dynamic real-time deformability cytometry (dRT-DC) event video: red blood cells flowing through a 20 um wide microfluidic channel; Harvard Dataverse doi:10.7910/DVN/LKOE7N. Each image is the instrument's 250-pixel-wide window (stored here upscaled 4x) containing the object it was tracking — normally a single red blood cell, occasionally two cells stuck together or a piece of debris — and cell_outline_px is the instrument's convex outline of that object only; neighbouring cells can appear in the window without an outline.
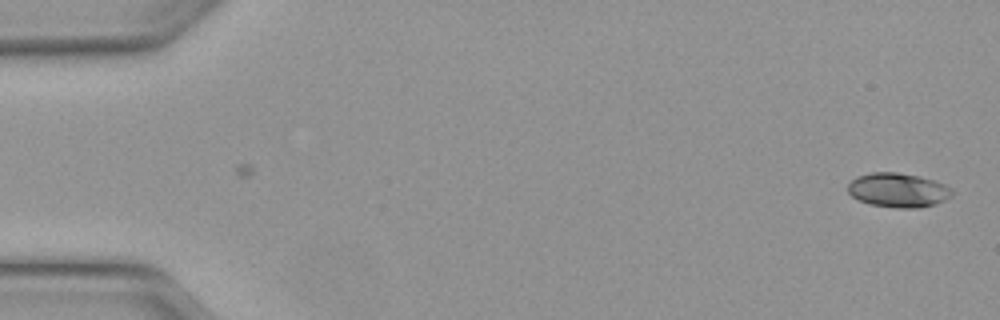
{"species": "Egyptian fruit bat (a non-hibernating species)", "species_latin": "Rousettus aegyptiacus", "temperature_condition": "warm", "stored_images_in_passage": 50, "camera_frame_rate_fps": 3000, "um_per_image_px": 0.085, "animal": {"sex": "female"}, "frame": {"image": 1, "passage_image": 1, "time_ms": 0.0, "image_size_px": [1000, 320], "cell_outline_px": [[952, 196], [936, 204], [920, 208], [896, 208], [868, 204], [852, 196], [848, 192], [848, 184], [856, 176], [872, 172], [896, 172], [920, 176], [944, 184], [952, 188]], "centroid_in_image_um": [76.34, 16.16], "position_along_channel_um": 8.7, "area_um2": 20.92}}
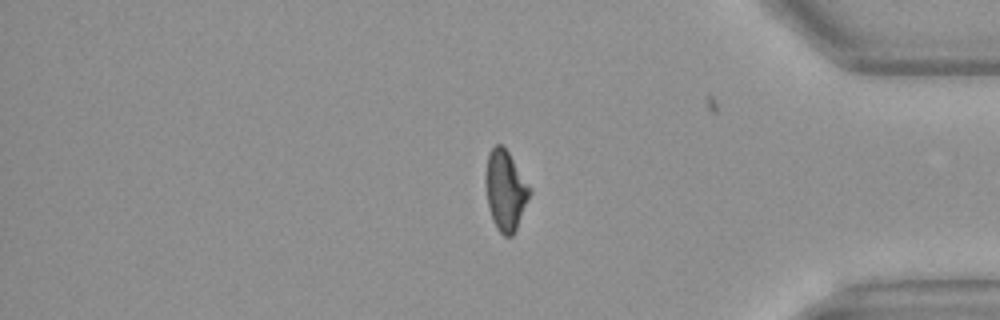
{"frame": {"image": 2, "passage_image": 41, "time_ms": 13.333, "image_size_px": [1000, 320], "cell_outline_px": [[532, 192], [516, 228], [512, 236], [504, 236], [496, 228], [492, 220], [488, 208], [484, 184], [484, 176], [488, 152], [496, 144], [500, 144], [508, 152], [532, 188]], "centroid_in_image_um": [42.94, 16.18], "position_along_channel_um": 392.3, "area_um2": 20.87}}
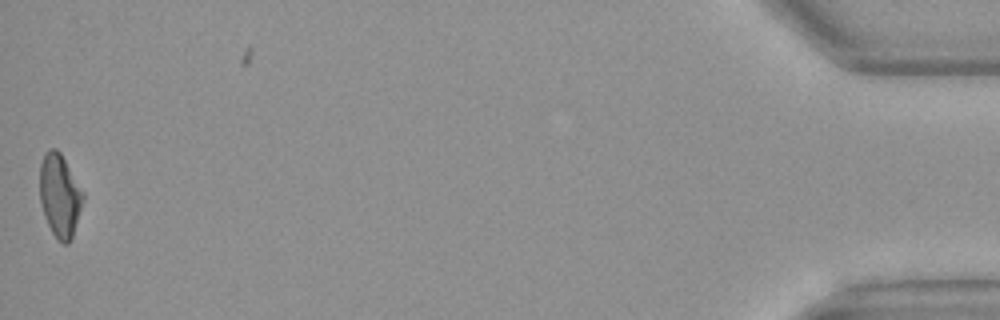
{"frame": {"image": 3, "passage_image": 49, "time_ms": 16.0, "image_size_px": [1000, 320], "cell_outline_px": [[84, 200], [72, 240], [68, 244], [64, 244], [52, 232], [48, 224], [40, 200], [40, 164], [44, 152], [48, 148], [56, 148], [60, 152], [84, 192]], "centroid_in_image_um": [5.1, 16.6], "position_along_channel_um": 430.1, "area_um2": 20.98}, "authors_computed_cell_mechanics": {"area_um2": 20.4612, "velocity_mm_per_s": 4.1407, "shape_relaxation_time_tau1_ms": 4.3795, "shape_relaxation_time_tau2_ms": 2.6568, "deformation_change_tau1": 0.1555, "deformation_change_tau2": 0.0671}}